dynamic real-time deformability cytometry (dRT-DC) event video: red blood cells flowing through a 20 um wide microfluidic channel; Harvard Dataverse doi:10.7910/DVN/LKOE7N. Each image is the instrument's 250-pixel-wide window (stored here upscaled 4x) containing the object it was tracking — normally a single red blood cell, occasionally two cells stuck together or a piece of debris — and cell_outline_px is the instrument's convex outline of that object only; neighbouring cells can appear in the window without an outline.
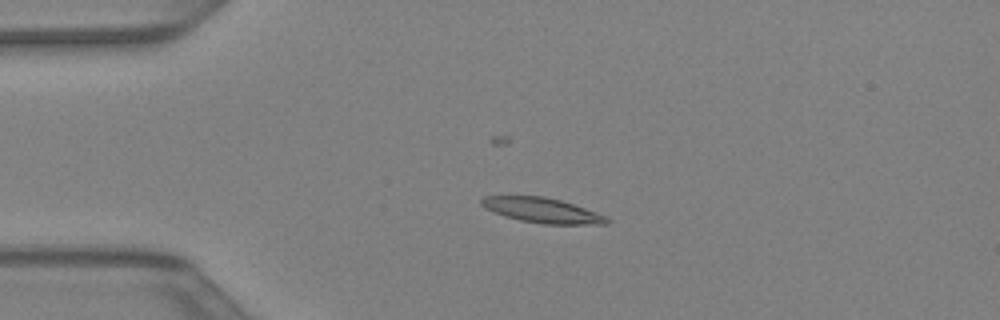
{"species": "Egyptian fruit bat (a non-hibernating species)", "species_latin": "Rousettus aegyptiacus", "temperature_condition": "warm", "stored_images_in_passage": 40, "camera_frame_rate_fps": 3000, "um_per_image_px": 0.085, "animal": {"sex": "female"}, "frame": {"image": 1, "passage_image": 7, "time_ms": 2.0, "image_size_px": [1000, 320], "cell_outline_px": [[608, 224], [544, 224], [520, 220], [504, 216], [484, 208], [480, 204], [480, 200], [484, 196], [544, 196], [560, 200], [608, 216]], "centroid_in_image_um": [46.06, 17.87], "position_along_channel_um": 38.9, "area_um2": 18.15}}
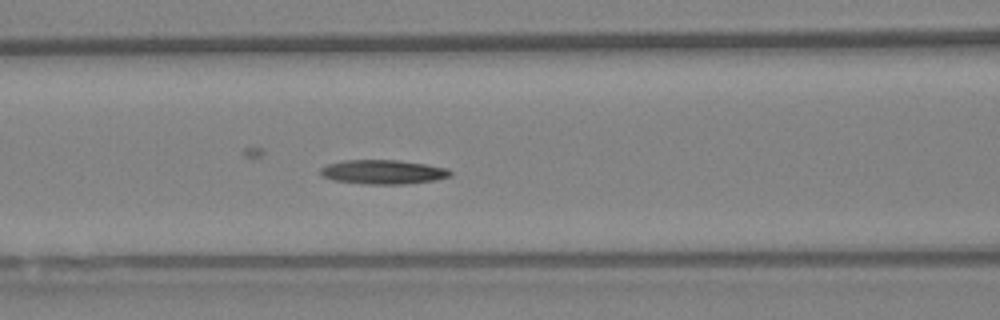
{"frame": {"image": 2, "passage_image": 15, "time_ms": 4.667, "image_size_px": [1000, 320], "cell_outline_px": [[452, 176], [436, 180], [404, 184], [364, 184], [332, 180], [324, 176], [320, 172], [320, 168], [328, 164], [344, 160], [396, 160], [424, 164], [448, 168], [452, 172]], "centroid_in_image_um": [32.58, 14.62], "position_along_channel_um": 134.0, "area_um2": 18.32}}
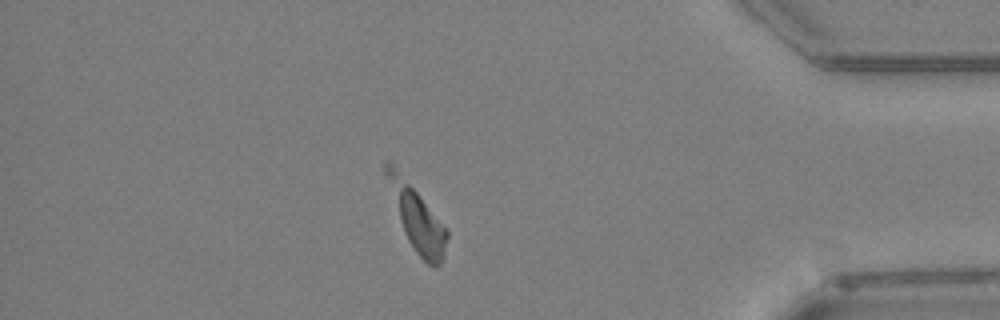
{"frame": {"image": 3, "passage_image": 34, "time_ms": 11.0, "image_size_px": [1000, 320], "cell_outline_px": [[448, 236], [444, 256], [440, 264], [428, 264], [416, 252], [408, 240], [404, 232], [384, 172], [384, 160], [392, 160], [448, 232]], "centroid_in_image_um": [35.4, 18.47], "position_along_channel_um": 399.8, "area_um2": 21.56}}